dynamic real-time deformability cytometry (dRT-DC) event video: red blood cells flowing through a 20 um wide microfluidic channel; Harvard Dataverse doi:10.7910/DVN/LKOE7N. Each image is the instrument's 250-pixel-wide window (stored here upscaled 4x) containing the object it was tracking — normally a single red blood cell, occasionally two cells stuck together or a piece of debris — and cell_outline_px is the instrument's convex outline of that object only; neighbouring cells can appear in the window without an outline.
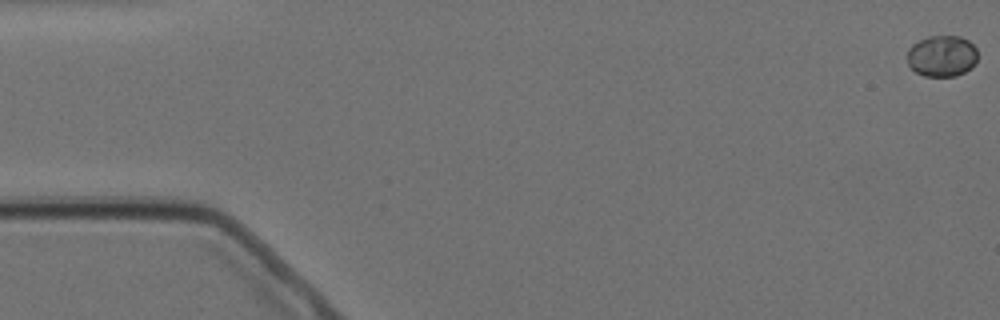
{"species": "Egyptian fruit bat (a non-hibernating species)", "species_latin": "Rousettus aegyptiacus", "temperature_condition": "cold", "stored_images_in_passage": 7, "camera_frame_rate_fps": 3000, "um_per_image_px": 0.085, "animal": {"sex": "female"}, "frame": {"image": 1, "passage_image": 1, "time_ms": 0.0, "image_size_px": [1000, 320], "cell_outline_px": [[976, 60], [972, 68], [956, 76], [924, 76], [916, 72], [908, 64], [908, 48], [912, 44], [928, 36], [960, 36], [968, 40], [976, 48]], "centroid_in_image_um": [80.06, 4.76], "position_along_channel_um": 4.9, "area_um2": 16.94}}
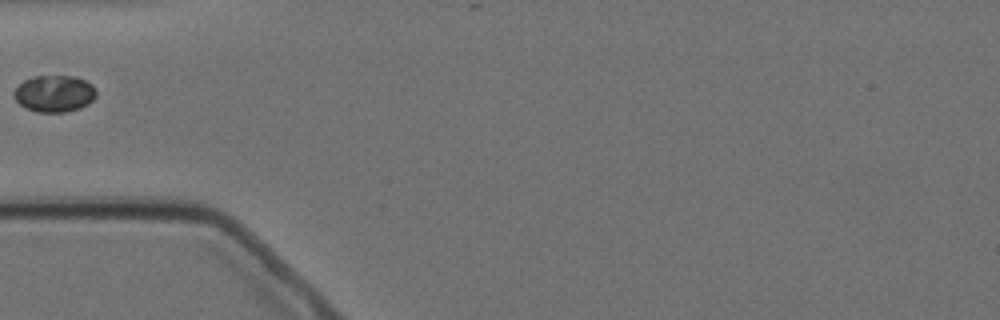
{"frame": {"image": 2, "passage_image": 6, "time_ms": 6.0, "image_size_px": [1000, 320], "cell_outline_px": [[96, 96], [88, 104], [80, 108], [64, 112], [36, 112], [24, 108], [16, 100], [16, 88], [24, 80], [32, 76], [76, 76], [92, 84], [96, 88]], "centroid_in_image_um": [4.65, 7.95], "position_along_channel_um": 80.3, "area_um2": 17.57}}
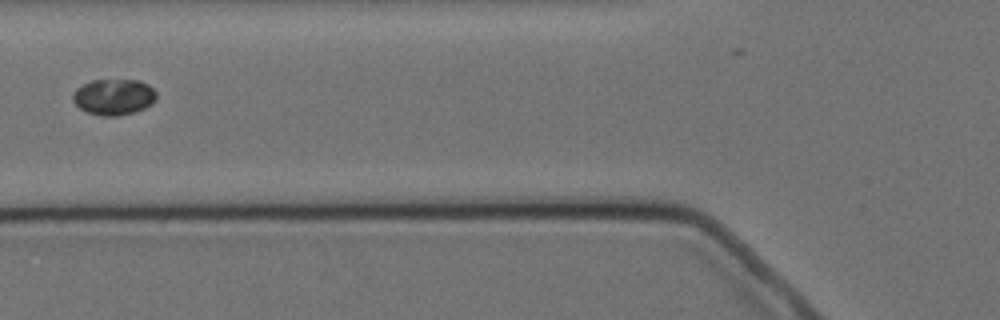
{"frame": {"image": 3, "passage_image": 7, "time_ms": 7.0, "image_size_px": [1000, 320], "cell_outline_px": [[156, 100], [152, 104], [144, 108], [132, 112], [116, 116], [100, 116], [88, 112], [80, 108], [72, 100], [72, 96], [76, 88], [92, 80], [140, 80], [148, 84], [156, 92]], "centroid_in_image_um": [9.67, 8.23], "position_along_channel_um": 116.1, "area_um2": 17.51}}